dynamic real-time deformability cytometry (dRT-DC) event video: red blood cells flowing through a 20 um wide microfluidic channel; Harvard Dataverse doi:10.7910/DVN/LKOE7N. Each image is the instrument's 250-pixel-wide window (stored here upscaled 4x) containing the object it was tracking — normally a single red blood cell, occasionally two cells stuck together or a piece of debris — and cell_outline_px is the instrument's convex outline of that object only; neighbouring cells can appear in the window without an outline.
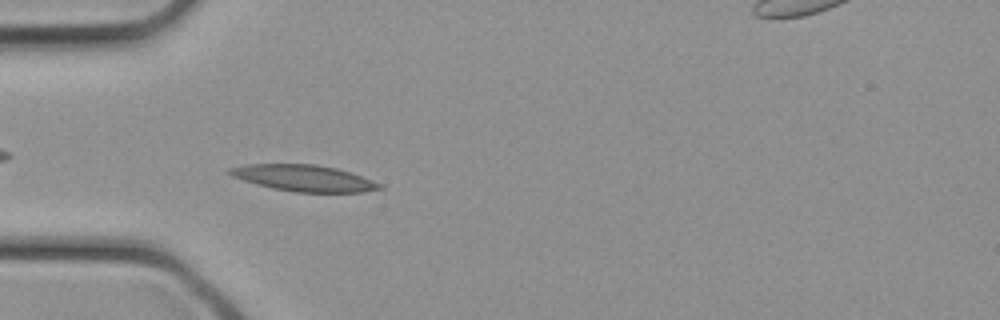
{"species": "common noctule bat (a hibernating species)", "species_latin": "Nyctalus noctula", "temperature_condition": "cold", "stored_images_in_passage": 8, "camera_frame_rate_fps": 3000, "um_per_image_px": 0.085, "animal": {"sex": "female", "body_mass_g": 21.9}, "frame": {"image": 1, "passage_image": 4, "time_ms": 1.0, "image_size_px": [1000, 320], "cell_outline_px": [[384, 188], [364, 192], [296, 192], [272, 188], [256, 184], [232, 176], [228, 172], [228, 168], [248, 164], [316, 164], [336, 168], [384, 184]], "centroid_in_image_um": [25.85, 15.14], "position_along_channel_um": 59.2, "area_um2": 22.89}}
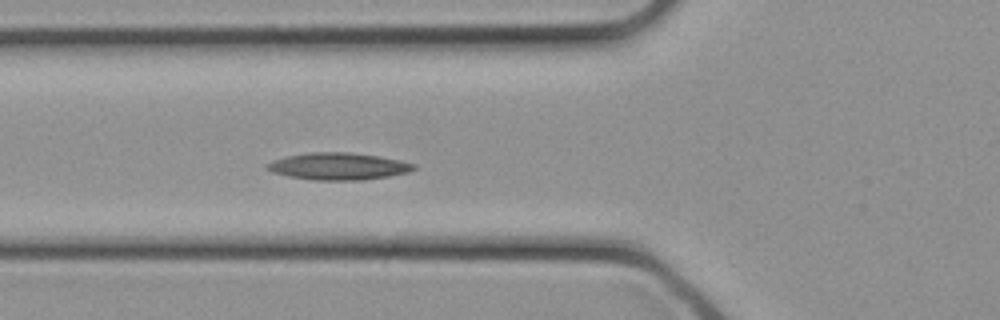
{"frame": {"image": 2, "passage_image": 6, "time_ms": 1.667, "image_size_px": [1000, 320], "cell_outline_px": [[416, 168], [408, 172], [388, 176], [360, 180], [316, 180], [288, 176], [272, 172], [264, 168], [264, 164], [272, 160], [284, 156], [308, 152], [348, 152], [380, 156], [400, 160], [416, 164]], "centroid_in_image_um": [28.7, 14.12], "position_along_channel_um": 97.1, "area_um2": 23.29}}
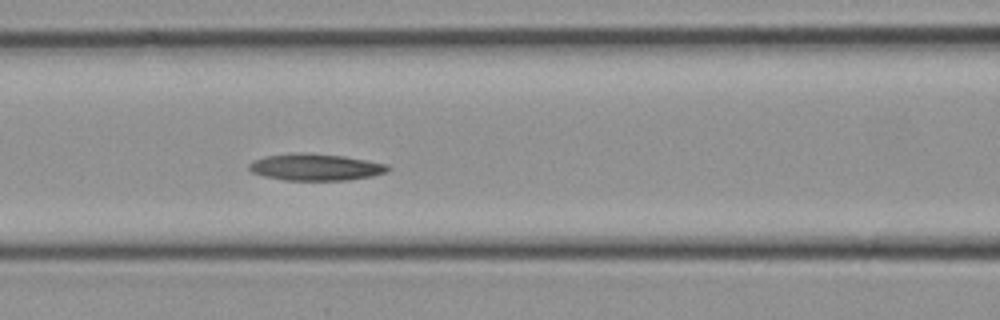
{"frame": {"image": 3, "passage_image": 8, "time_ms": 2.333, "image_size_px": [1000, 320], "cell_outline_px": [[392, 168], [388, 172], [372, 176], [348, 180], [284, 180], [264, 176], [252, 172], [248, 168], [248, 164], [252, 160], [264, 156], [300, 152], [304, 152], [344, 156], [388, 164]], "centroid_in_image_um": [26.83, 14.2], "position_along_channel_um": 139.8, "area_um2": 21.85}}